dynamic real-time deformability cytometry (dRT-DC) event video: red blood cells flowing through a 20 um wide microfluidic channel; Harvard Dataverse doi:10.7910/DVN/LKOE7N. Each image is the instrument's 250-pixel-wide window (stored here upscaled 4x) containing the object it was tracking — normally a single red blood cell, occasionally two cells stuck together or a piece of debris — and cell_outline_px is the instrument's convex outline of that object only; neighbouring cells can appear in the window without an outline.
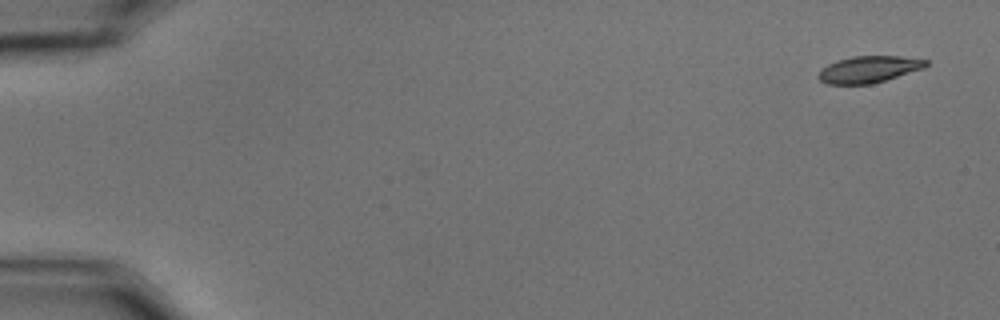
{"species": "common noctule bat (a hibernating species)", "species_latin": "Nyctalus noctula", "temperature_condition": "cold", "stored_images_in_passage": 58, "camera_frame_rate_fps": 3000, "um_per_image_px": 0.085, "animal": {"sex": "male", "body_mass_g": 15.6}, "frame": {"image": 1, "passage_image": 2, "time_ms": 0.333, "image_size_px": [1000, 320], "cell_outline_px": [[928, 64], [924, 68], [872, 84], [828, 84], [820, 80], [816, 76], [820, 68], [828, 64], [852, 56], [900, 56], [928, 60]], "centroid_in_image_um": [73.82, 5.89], "position_along_channel_um": 11.2, "area_um2": 16.7}}
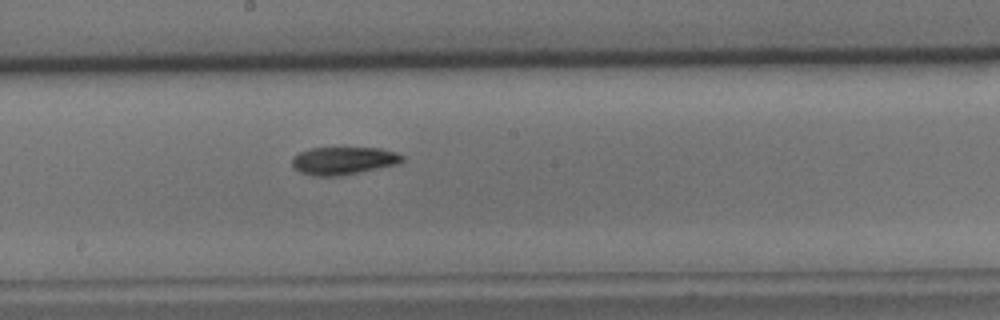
{"frame": {"image": 2, "passage_image": 32, "time_ms": 10.333, "image_size_px": [1000, 320], "cell_outline_px": [[404, 160], [396, 164], [360, 172], [340, 176], [316, 176], [300, 172], [292, 164], [292, 160], [300, 152], [312, 148], [380, 148], [396, 152], [404, 156]], "centroid_in_image_um": [29.22, 13.66], "position_along_channel_um": 219.0, "area_um2": 17.57}}
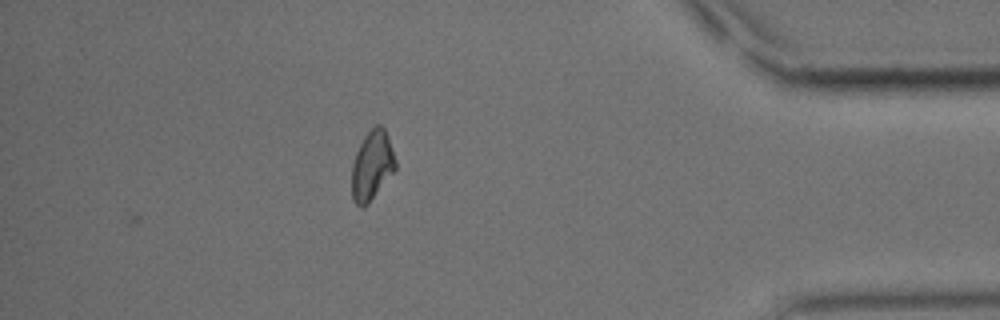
{"frame": {"image": 3, "passage_image": 51, "time_ms": 16.667, "image_size_px": [1000, 320], "cell_outline_px": [[396, 168], [368, 204], [360, 208], [352, 200], [352, 164], [356, 152], [364, 136], [376, 124], [380, 124], [384, 128], [396, 160]], "centroid_in_image_um": [31.6, 14.08], "position_along_channel_um": 403.6, "area_um2": 17.46}, "authors_computed_cell_mechanics": {"area_um2": 17.6579, "velocity_mm_per_s": 3.4862, "shape_relaxation_time_tau1_ms": 6.7871, "shape_relaxation_time_tau2_ms": 7.5254, "deformation_change_tau1": 0.1664, "deformation_change_tau2": 0.133}}